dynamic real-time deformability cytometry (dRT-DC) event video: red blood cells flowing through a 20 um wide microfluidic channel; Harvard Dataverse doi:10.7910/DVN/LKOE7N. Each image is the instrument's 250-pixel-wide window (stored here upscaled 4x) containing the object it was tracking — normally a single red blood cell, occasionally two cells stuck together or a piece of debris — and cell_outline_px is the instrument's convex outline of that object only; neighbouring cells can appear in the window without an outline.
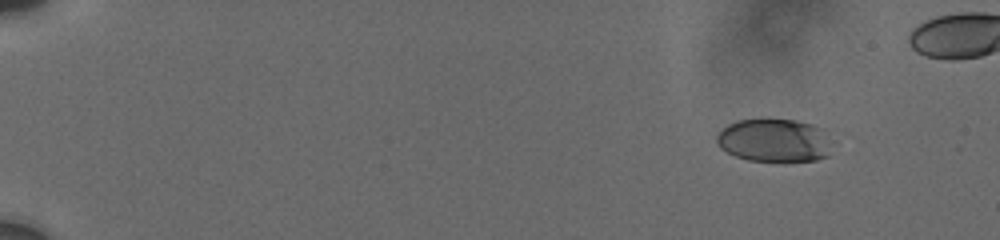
{"species": "human", "species_latin": "Homo sapiens", "temperature_condition": "cold", "stored_images_in_passage": 37, "camera_frame_rate_fps": 3000, "um_per_image_px": 0.085, "donor": {"sex": "male"}, "frame": {"image": 1, "passage_image": 3, "time_ms": 1.667, "image_size_px": [1000, 240], "cell_outline_px": [[828, 156], [816, 160], [784, 164], [748, 160], [736, 156], [720, 148], [716, 144], [716, 136], [728, 124], [736, 120], [760, 116], [796, 120], [812, 124], [824, 128]], "centroid_in_image_um": [65.75, 11.92], "position_along_channel_um": 19.2, "area_um2": 30.17}}
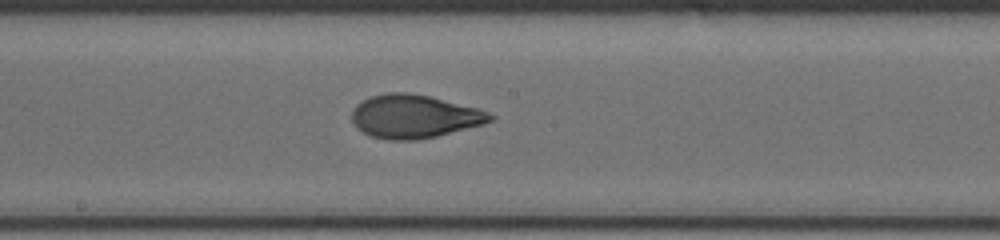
{"frame": {"image": 2, "passage_image": 21, "time_ms": 11.0, "image_size_px": [1000, 240], "cell_outline_px": [[496, 120], [484, 124], [436, 136], [416, 140], [388, 140], [372, 136], [356, 128], [352, 120], [352, 112], [356, 104], [372, 96], [388, 92], [408, 92], [432, 96], [476, 108], [488, 112], [496, 116]], "centroid_in_image_um": [35.23, 9.89], "position_along_channel_um": 213.0, "area_um2": 35.03}}
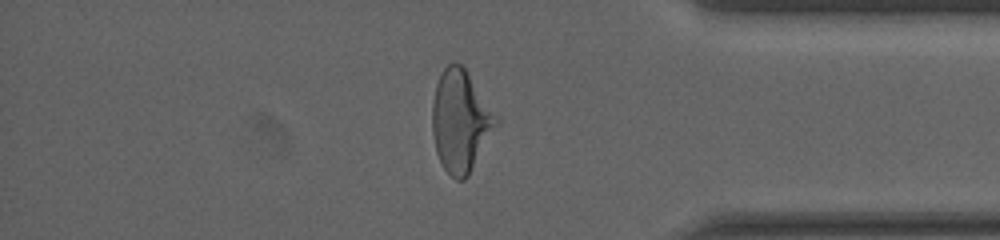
{"frame": {"image": 3, "passage_image": 33, "time_ms": 16.333, "image_size_px": [1000, 240], "cell_outline_px": [[500, 120], [468, 176], [464, 180], [456, 180], [444, 168], [436, 152], [432, 132], [432, 104], [436, 84], [440, 72], [448, 64], [456, 60], [464, 68]], "centroid_in_image_um": [39.12, 10.28], "position_along_channel_um": 396.1, "area_um2": 37.57}}